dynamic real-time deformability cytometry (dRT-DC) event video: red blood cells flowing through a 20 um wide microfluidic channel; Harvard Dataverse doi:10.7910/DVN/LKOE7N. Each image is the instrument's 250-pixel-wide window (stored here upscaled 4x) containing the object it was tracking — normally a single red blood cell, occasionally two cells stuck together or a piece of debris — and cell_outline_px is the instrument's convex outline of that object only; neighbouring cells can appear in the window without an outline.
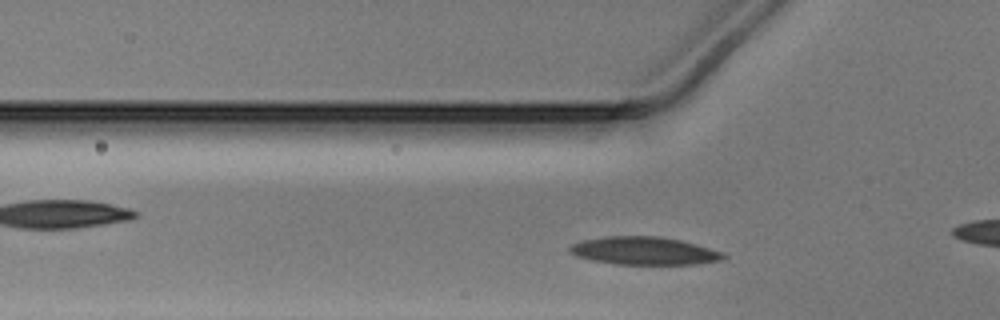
{"species": "Egyptian fruit bat (a non-hibernating species)", "species_latin": "Rousettus aegyptiacus", "temperature_condition": "warm", "stored_images_in_passage": 36, "camera_frame_rate_fps": 3000, "um_per_image_px": 0.085, "animal": {"sex": "male"}, "frame": {"image": 1, "passage_image": 11, "time_ms": 3.333, "image_size_px": [1000, 320], "cell_outline_px": [[728, 256], [724, 260], [696, 264], [612, 264], [592, 260], [576, 256], [568, 252], [568, 248], [572, 244], [580, 240], [604, 236], [660, 236], [680, 240], [696, 244], [724, 252]], "centroid_in_image_um": [54.75, 21.32], "position_along_channel_um": 71.1, "area_um2": 25.32}}
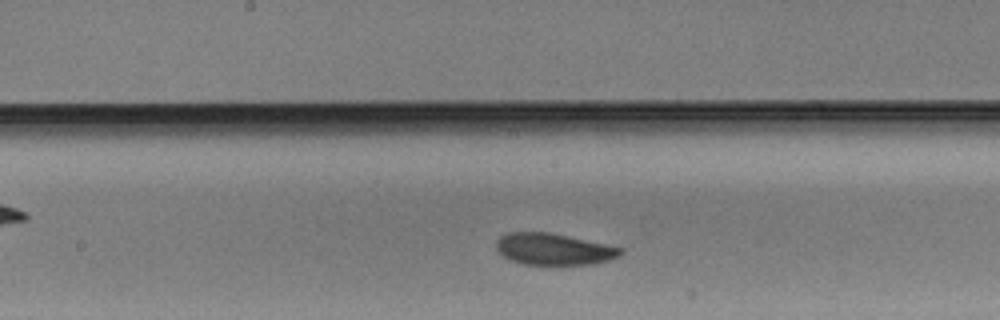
{"frame": {"image": 2, "passage_image": 21, "time_ms": 6.667, "image_size_px": [1000, 320], "cell_outline_px": [[624, 252], [620, 256], [608, 260], [592, 264], [556, 268], [524, 264], [508, 260], [496, 248], [496, 240], [500, 236], [508, 232], [548, 232], [608, 244], [624, 248]], "centroid_in_image_um": [47.09, 21.23], "position_along_channel_um": 201.1, "area_um2": 23.93}}
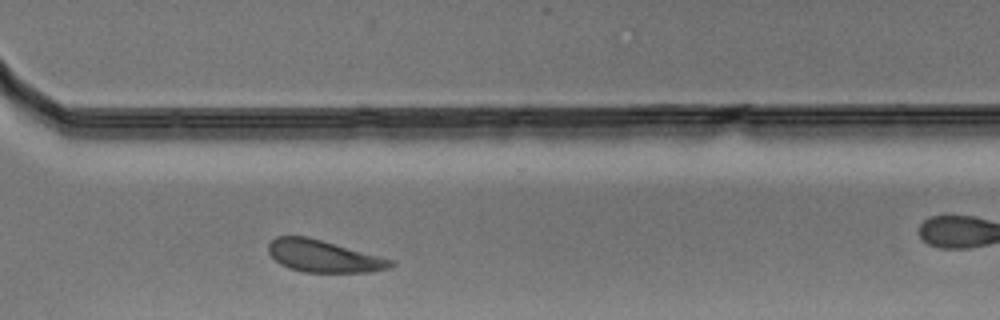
{"frame": {"image": 3, "passage_image": 32, "time_ms": 10.333, "image_size_px": [1000, 320], "cell_outline_px": [[396, 264], [388, 268], [368, 272], [304, 272], [288, 268], [280, 264], [268, 252], [268, 244], [276, 236], [308, 236], [396, 260]], "centroid_in_image_um": [27.52, 21.77], "position_along_channel_um": 343.1, "area_um2": 23.0}}